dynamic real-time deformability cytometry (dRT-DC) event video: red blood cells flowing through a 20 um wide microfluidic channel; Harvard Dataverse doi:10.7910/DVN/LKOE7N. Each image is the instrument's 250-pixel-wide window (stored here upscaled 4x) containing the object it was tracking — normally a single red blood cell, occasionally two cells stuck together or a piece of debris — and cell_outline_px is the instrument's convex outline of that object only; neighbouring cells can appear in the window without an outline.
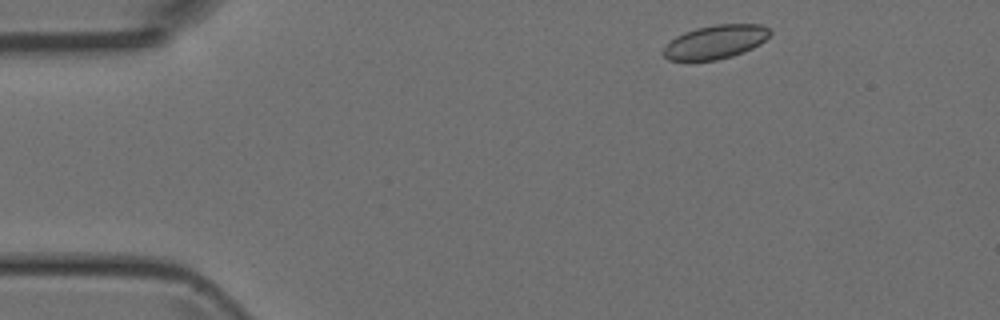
{"species": "Egyptian fruit bat (a non-hibernating species)", "species_latin": "Rousettus aegyptiacus", "temperature_condition": "room temperature", "stored_images_in_passage": 20, "camera_frame_rate_fps": 3000, "um_per_image_px": 0.085, "animal": {"sex": "female"}, "frame": {"image": 1, "passage_image": 2, "time_ms": 0.333, "image_size_px": [1000, 320], "cell_outline_px": [[772, 32], [760, 44], [744, 52], [732, 56], [716, 60], [668, 60], [664, 56], [664, 48], [676, 36], [684, 32], [696, 28], [716, 24], [760, 24], [768, 28]], "centroid_in_image_um": [60.83, 3.56], "position_along_channel_um": 24.2, "area_um2": 20.75}}
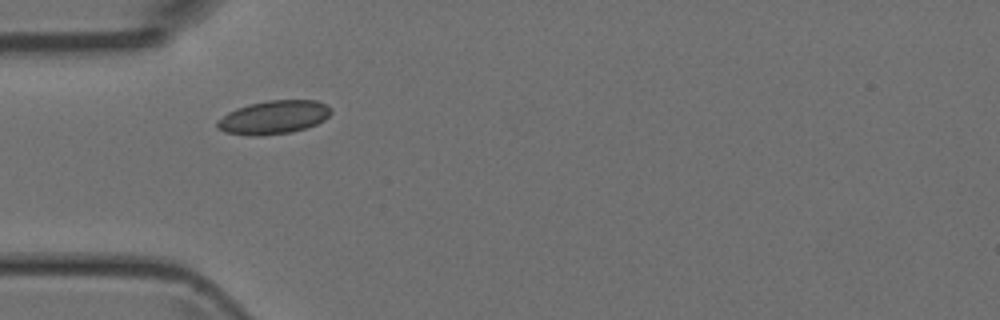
{"frame": {"image": 2, "passage_image": 10, "time_ms": 3.0, "image_size_px": [1000, 320], "cell_outline_px": [[332, 112], [324, 120], [316, 124], [292, 132], [260, 136], [252, 136], [224, 132], [216, 128], [216, 120], [228, 112], [236, 108], [248, 104], [268, 100], [316, 100], [332, 108]], "centroid_in_image_um": [23.23, 9.97], "position_along_channel_um": 61.8, "area_um2": 22.37}}
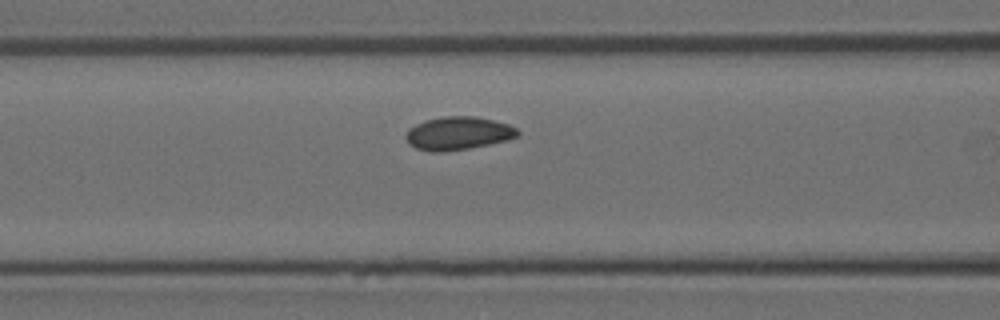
{"frame": {"image": 3, "passage_image": 15, "time_ms": 4.667, "image_size_px": [1000, 320], "cell_outline_px": [[520, 132], [516, 136], [508, 140], [468, 148], [440, 152], [432, 152], [416, 148], [408, 144], [404, 136], [408, 128], [424, 120], [444, 116], [476, 116], [508, 124], [516, 128]], "centroid_in_image_um": [38.89, 11.32], "position_along_channel_um": 127.7, "area_um2": 21.62}}